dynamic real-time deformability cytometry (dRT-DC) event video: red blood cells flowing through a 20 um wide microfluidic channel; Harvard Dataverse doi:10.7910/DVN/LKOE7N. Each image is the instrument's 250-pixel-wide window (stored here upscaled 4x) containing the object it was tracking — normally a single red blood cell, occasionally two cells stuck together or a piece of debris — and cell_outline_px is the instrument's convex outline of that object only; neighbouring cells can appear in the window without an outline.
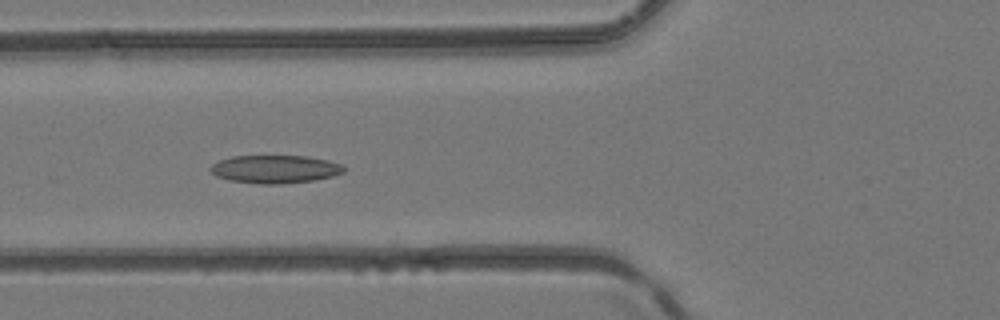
{"species": "common noctule bat (a hibernating species)", "species_latin": "Nyctalus noctula", "temperature_condition": "room temperature", "stored_images_in_passage": 5, "camera_frame_rate_fps": 3000, "um_per_image_px": 0.085, "animal": {"sex": "female", "body_mass_g": 24.6, "forearm_length_mm": 56.2}, "frame": {"image": 1, "passage_image": 5, "time_ms": 1.333, "image_size_px": [1000, 320], "cell_outline_px": [[348, 168], [344, 172], [332, 176], [312, 180], [276, 184], [260, 184], [228, 180], [216, 176], [208, 168], [212, 164], [220, 160], [232, 156], [304, 156], [328, 160], [340, 164]], "centroid_in_image_um": [23.36, 14.37], "position_along_channel_um": 102.4, "area_um2": 21.73}}